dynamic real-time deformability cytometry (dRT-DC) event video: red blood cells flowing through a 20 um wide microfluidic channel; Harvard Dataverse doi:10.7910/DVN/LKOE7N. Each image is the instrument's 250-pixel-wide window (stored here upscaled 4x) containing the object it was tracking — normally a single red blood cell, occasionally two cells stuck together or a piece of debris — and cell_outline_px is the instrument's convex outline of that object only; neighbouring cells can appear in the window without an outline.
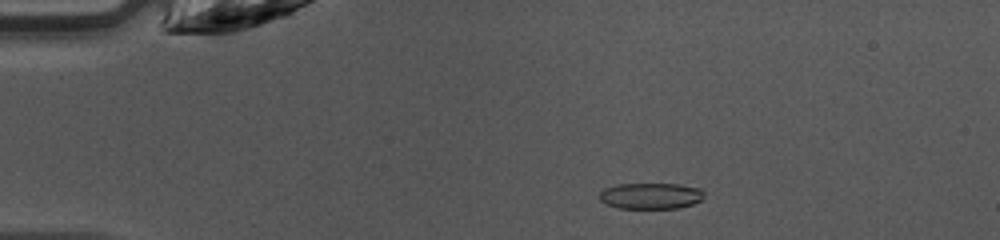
{"species": "common noctule bat (a hibernating species)", "species_latin": "Nyctalus noctula", "temperature_condition": "warm", "stored_images_in_passage": 47, "camera_frame_rate_fps": 3000, "um_per_image_px": 0.085, "animal": {"sex": "female", "body_mass_g": 10.0, "forearm_length_mm": 53.1}, "frame": {"image": 1, "passage_image": 9, "time_ms": 2.667, "image_size_px": [1000, 240], "cell_outline_px": [[704, 196], [700, 200], [692, 204], [676, 208], [616, 208], [604, 204], [600, 200], [600, 192], [604, 188], [616, 184], [680, 184], [700, 188], [704, 192]], "centroid_in_image_um": [55.28, 16.64], "position_along_channel_um": 29.7, "area_um2": 16.01}}
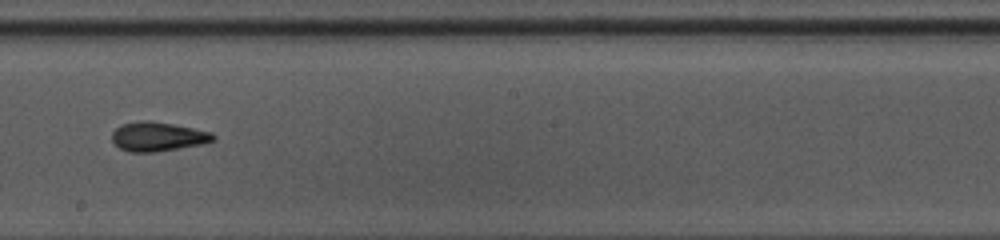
{"frame": {"image": 2, "passage_image": 27, "time_ms": 8.667, "image_size_px": [1000, 240], "cell_outline_px": [[216, 140], [200, 144], [156, 152], [128, 152], [120, 148], [112, 140], [112, 132], [120, 124], [144, 120], [152, 120], [212, 132], [216, 136]], "centroid_in_image_um": [13.4, 11.6], "position_along_channel_um": 234.8, "area_um2": 17.22}}
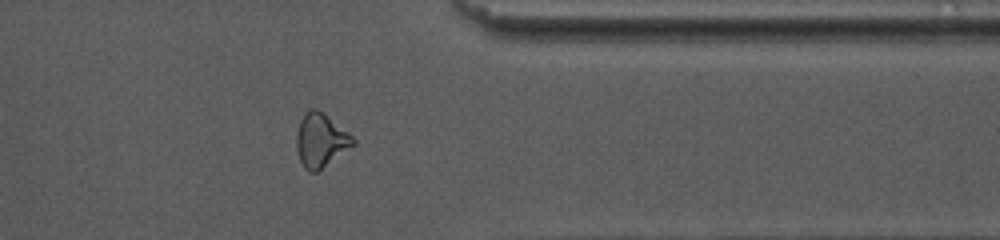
{"frame": {"image": 3, "passage_image": 38, "time_ms": 12.333, "image_size_px": [1000, 240], "cell_outline_px": [[356, 144], [316, 172], [308, 172], [304, 168], [300, 160], [296, 148], [296, 136], [300, 120], [312, 108], [316, 108], [324, 112], [352, 136], [356, 140]], "centroid_in_image_um": [27.26, 11.93], "position_along_channel_um": 384.1, "area_um2": 17.57}, "authors_computed_cell_mechanics": {"area_um2": 16.8198, "velocity_mm_per_s": 4.2657, "shape_relaxation_time_tau1_ms": 5.2061, "shape_relaxation_time_tau2_ms": 2.9804, "deformation_change_tau1": 0.1479, "deformation_change_tau2": 0.1128}}